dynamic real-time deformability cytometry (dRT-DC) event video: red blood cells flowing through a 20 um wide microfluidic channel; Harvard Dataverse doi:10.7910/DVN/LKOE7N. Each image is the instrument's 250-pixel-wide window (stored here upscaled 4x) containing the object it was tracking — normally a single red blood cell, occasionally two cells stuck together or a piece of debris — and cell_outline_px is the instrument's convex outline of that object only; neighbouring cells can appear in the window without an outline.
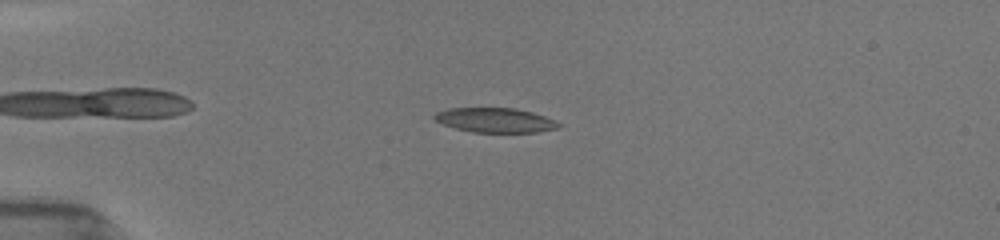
{"species": "common noctule bat (a hibernating species)", "species_latin": "Nyctalus noctula", "temperature_condition": "room temperature", "stored_images_in_passage": 79, "camera_frame_rate_fps": 3000, "um_per_image_px": 0.085, "animal": {"sex": "female", "body_mass_g": 19.5, "forearm_length_mm": 54.1}, "frame": {"image": 1, "passage_image": 23, "time_ms": 4.333, "image_size_px": [1000, 240], "cell_outline_px": [[560, 124], [556, 128], [536, 132], [472, 132], [456, 128], [444, 124], [436, 120], [432, 116], [436, 112], [452, 108], [512, 108], [544, 116]], "centroid_in_image_um": [42.03, 10.21], "position_along_channel_um": 43.0, "area_um2": 17.28}}
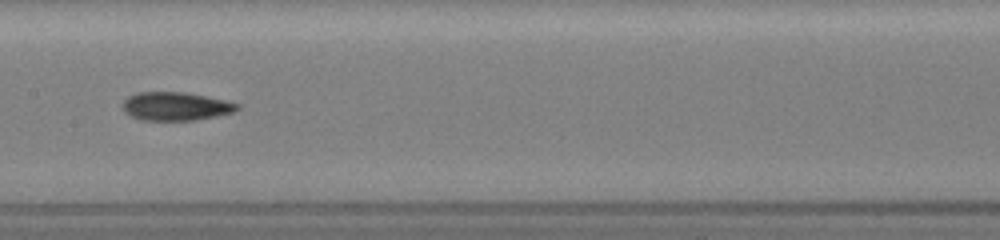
{"frame": {"image": 2, "passage_image": 53, "time_ms": 9.0, "image_size_px": [1000, 240], "cell_outline_px": [[240, 108], [232, 112], [216, 116], [192, 120], [140, 120], [132, 116], [124, 108], [124, 100], [128, 96], [136, 92], [184, 92], [224, 100], [240, 104]], "centroid_in_image_um": [14.95, 9.03], "position_along_channel_um": 192.5, "area_um2": 18.67}}
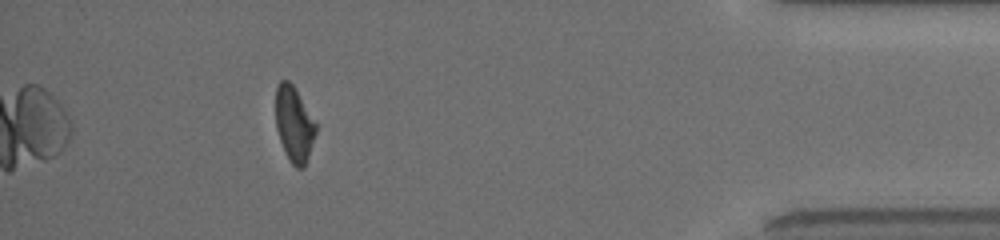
{"frame": {"image": 3, "passage_image": 79, "time_ms": 15.667, "image_size_px": [1000, 240], "cell_outline_px": [[316, 132], [304, 168], [296, 168], [292, 164], [280, 140], [276, 128], [276, 88], [280, 80], [288, 80], [292, 84], [316, 124]], "centroid_in_image_um": [24.98, 10.55], "position_along_channel_um": 410.2, "area_um2": 17.11}, "authors_computed_cell_mechanics": {"area_um2": 18.3804, "velocity_mm_per_s": 3.9621, "shape_relaxation_time_tau1_ms": 5.9075, "shape_relaxation_time_tau2_ms": 2.3109, "deformation_change_tau1": 0.1768, "deformation_change_tau2": 0.0944}}